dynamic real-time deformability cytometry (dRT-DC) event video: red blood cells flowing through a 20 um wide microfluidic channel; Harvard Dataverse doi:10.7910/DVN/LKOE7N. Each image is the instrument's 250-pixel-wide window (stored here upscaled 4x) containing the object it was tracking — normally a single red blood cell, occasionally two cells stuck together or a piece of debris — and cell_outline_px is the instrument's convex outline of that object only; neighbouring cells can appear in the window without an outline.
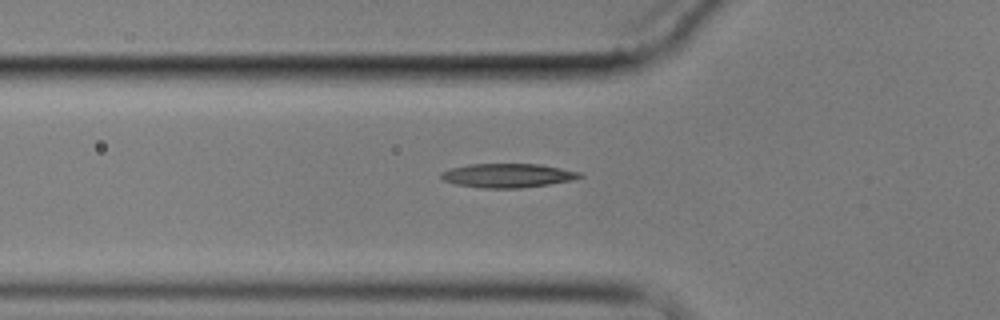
{"species": "common noctule bat (a hibernating species)", "species_latin": "Nyctalus noctula", "temperature_condition": "cold", "stored_images_in_passage": 6, "camera_frame_rate_fps": 3000, "um_per_image_px": 0.085, "animal": {"sex": "male", "body_mass_g": 17.9}, "frame": {"image": 1, "passage_image": 6, "time_ms": 6.0, "image_size_px": [1000, 320], "cell_outline_px": [[584, 176], [572, 180], [548, 184], [520, 188], [480, 188], [456, 184], [444, 180], [440, 176], [440, 172], [452, 168], [468, 164], [540, 164], [584, 172]], "centroid_in_image_um": [43.19, 14.91], "position_along_channel_um": 82.6, "area_um2": 19.48}}